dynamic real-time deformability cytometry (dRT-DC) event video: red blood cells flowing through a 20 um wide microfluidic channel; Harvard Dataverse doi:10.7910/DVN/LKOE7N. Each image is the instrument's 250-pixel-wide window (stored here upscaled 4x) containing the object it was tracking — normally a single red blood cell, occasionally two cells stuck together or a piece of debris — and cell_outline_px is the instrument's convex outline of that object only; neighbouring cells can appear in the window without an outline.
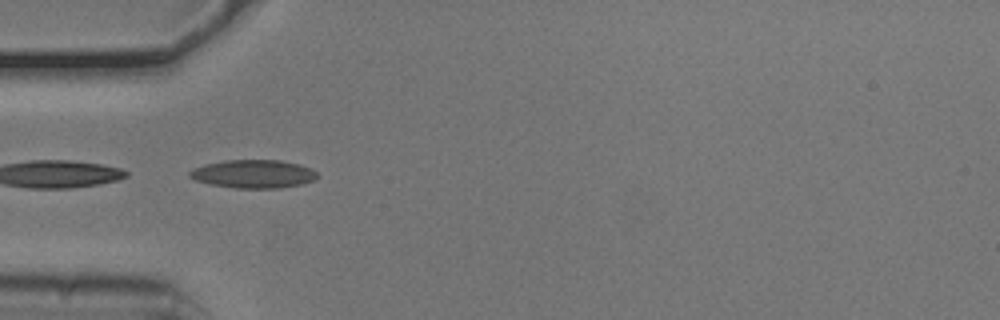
{"species": "common noctule bat (a hibernating species)", "species_latin": "Nyctalus noctula", "temperature_condition": "cold", "stored_images_in_passage": 23, "camera_frame_rate_fps": 3000, "um_per_image_px": 0.085, "animal": {"sex": "male", "body_mass_g": 20.5, "forearm_length_mm": 52.5}, "frame": {"image": 1, "passage_image": 16, "time_ms": 5.0, "image_size_px": [1000, 320], "cell_outline_px": [[320, 176], [312, 180], [300, 184], [280, 188], [236, 188], [212, 184], [196, 180], [188, 176], [188, 172], [192, 168], [204, 164], [224, 160], [280, 160], [300, 164], [316, 172]], "centroid_in_image_um": [21.51, 14.77], "position_along_channel_um": 63.5, "area_um2": 20.98}}